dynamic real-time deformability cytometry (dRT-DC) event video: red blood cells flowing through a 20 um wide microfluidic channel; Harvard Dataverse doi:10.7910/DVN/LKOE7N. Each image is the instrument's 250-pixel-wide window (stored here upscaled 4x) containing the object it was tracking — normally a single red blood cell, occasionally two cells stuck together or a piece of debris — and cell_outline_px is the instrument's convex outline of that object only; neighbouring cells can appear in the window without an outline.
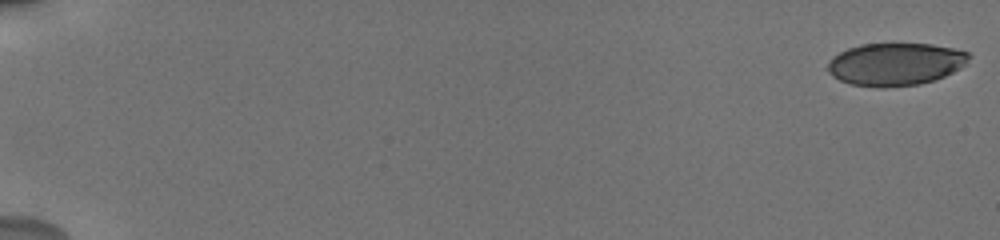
{"species": "human", "species_latin": "Homo sapiens", "temperature_condition": "cold", "stored_images_in_passage": 14, "camera_frame_rate_fps": 3000, "um_per_image_px": 0.085, "donor": {"sex": "male"}, "frame": {"image": 1, "passage_image": 1, "time_ms": 0.0, "image_size_px": [1000, 240], "cell_outline_px": [[972, 56], [960, 68], [936, 80], [920, 84], [884, 88], [876, 88], [852, 84], [840, 80], [832, 76], [828, 72], [828, 64], [832, 56], [848, 48], [860, 44], [932, 44], [952, 48], [968, 52]], "centroid_in_image_um": [76.1, 5.46], "position_along_channel_um": 8.9, "area_um2": 35.2}}
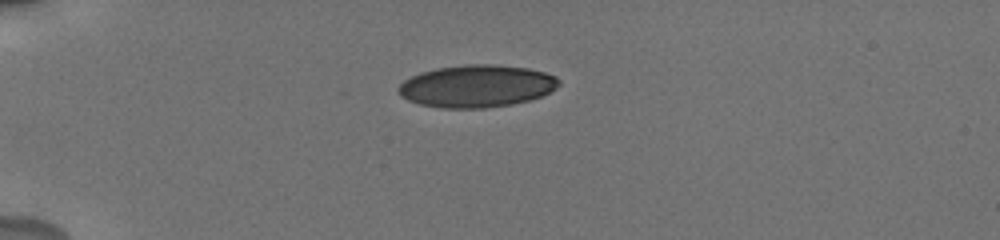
{"frame": {"image": 2, "passage_image": 12, "time_ms": 5.0, "image_size_px": [1000, 240], "cell_outline_px": [[560, 84], [556, 88], [540, 96], [528, 100], [512, 104], [484, 108], [440, 108], [420, 104], [408, 100], [400, 96], [396, 92], [396, 88], [404, 80], [420, 72], [436, 68], [468, 64], [492, 64], [528, 68], [544, 72], [556, 76], [560, 80]], "centroid_in_image_um": [40.48, 7.32], "position_along_channel_um": 44.5, "area_um2": 39.71}}